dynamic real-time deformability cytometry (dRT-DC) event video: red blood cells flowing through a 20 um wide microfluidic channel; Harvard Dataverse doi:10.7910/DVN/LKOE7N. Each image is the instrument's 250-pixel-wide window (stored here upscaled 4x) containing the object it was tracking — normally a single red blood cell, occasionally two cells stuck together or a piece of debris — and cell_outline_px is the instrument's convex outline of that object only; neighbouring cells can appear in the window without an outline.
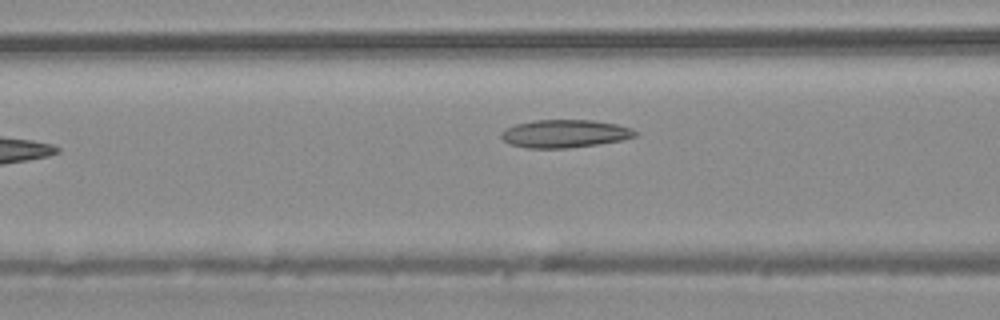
{"species": "common noctule bat (a hibernating species)", "species_latin": "Nyctalus noctula", "temperature_condition": "warm", "stored_images_in_passage": 6, "camera_frame_rate_fps": 3000, "um_per_image_px": 0.085, "animal": {"sex": "male", "body_mass_g": 20.4}, "frame": {"image": 1, "passage_image": 6, "time_ms": 1.667, "image_size_px": [1000, 320], "cell_outline_px": [[640, 132], [636, 136], [624, 140], [568, 148], [528, 148], [508, 144], [500, 136], [500, 132], [504, 128], [516, 124], [536, 120], [592, 120], [616, 124], [632, 128]], "centroid_in_image_um": [48.01, 11.36], "position_along_channel_um": 118.6, "area_um2": 21.96}}